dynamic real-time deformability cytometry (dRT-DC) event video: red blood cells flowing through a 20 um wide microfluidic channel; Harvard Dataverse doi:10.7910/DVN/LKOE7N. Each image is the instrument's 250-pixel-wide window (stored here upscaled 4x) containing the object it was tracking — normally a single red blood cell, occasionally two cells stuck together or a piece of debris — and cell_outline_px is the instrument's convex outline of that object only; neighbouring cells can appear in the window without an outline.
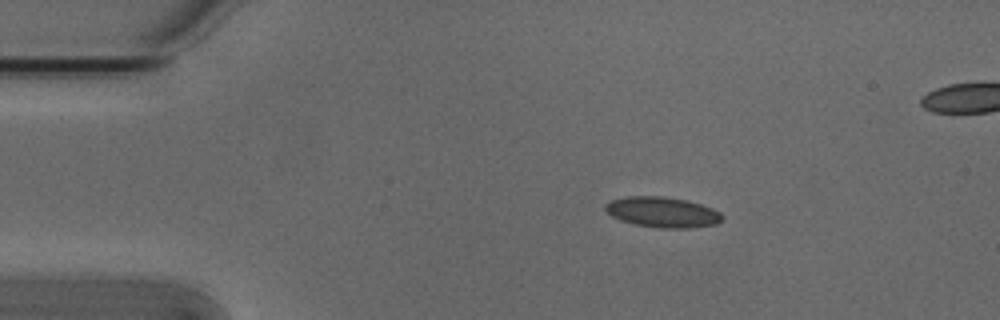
{"species": "Egyptian fruit bat (a non-hibernating species)", "species_latin": "Rousettus aegyptiacus", "temperature_condition": "cold", "stored_images_in_passage": 4, "segment_of_instrument_passage": [1, 2], "camera_frame_rate_fps": 3000, "um_per_image_px": 0.085, "animal": {"sex": "male"}, "frame": {"image": 1, "passage_image": 2, "time_ms": 0.333, "image_size_px": [1000, 320], "cell_outline_px": [[724, 220], [716, 224], [688, 228], [660, 228], [636, 224], [620, 220], [612, 216], [604, 208], [604, 204], [612, 200], [628, 196], [664, 196], [688, 200], [712, 208], [720, 212], [724, 216]], "centroid_in_image_um": [56.34, 18.03], "position_along_channel_um": 28.7, "area_um2": 20.81}}